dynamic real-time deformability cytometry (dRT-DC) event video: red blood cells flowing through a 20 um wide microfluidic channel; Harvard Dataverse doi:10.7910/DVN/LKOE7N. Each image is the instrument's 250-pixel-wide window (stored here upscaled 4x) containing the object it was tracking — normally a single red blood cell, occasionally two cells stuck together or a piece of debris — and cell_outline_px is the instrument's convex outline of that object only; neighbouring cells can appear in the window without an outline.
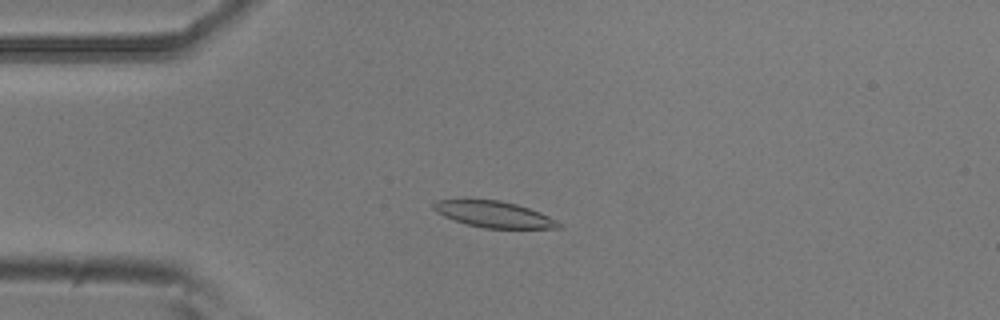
{"species": "common noctule bat (a hibernating species)", "species_latin": "Nyctalus noctula", "temperature_condition": "room temperature", "stored_images_in_passage": 53, "camera_frame_rate_fps": 3000, "um_per_image_px": 0.085, "animal": {"sex": "male", "body_mass_g": 20.5, "forearm_length_mm": 52.5}, "frame": {"image": 1, "passage_image": 13, "time_ms": 4.0, "image_size_px": [1000, 320], "cell_outline_px": [[564, 228], [484, 228], [468, 224], [444, 216], [436, 212], [432, 208], [432, 204], [436, 200], [500, 200], [516, 204], [540, 212], [564, 224]], "centroid_in_image_um": [42.02, 18.22], "position_along_channel_um": 43.0, "area_um2": 18.96}}
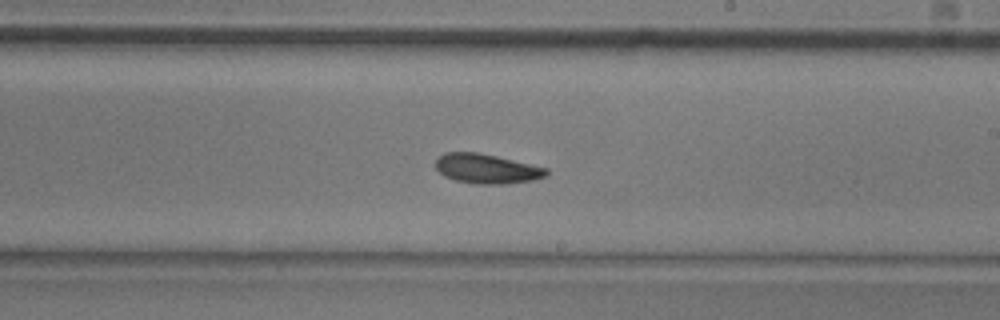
{"frame": {"image": 2, "passage_image": 31, "time_ms": 10.0, "image_size_px": [1000, 320], "cell_outline_px": [[548, 176], [532, 180], [504, 184], [476, 184], [456, 180], [444, 176], [436, 168], [436, 160], [444, 152], [476, 152], [496, 156], [548, 168]], "centroid_in_image_um": [41.38, 14.34], "position_along_channel_um": 247.6, "area_um2": 19.02}}
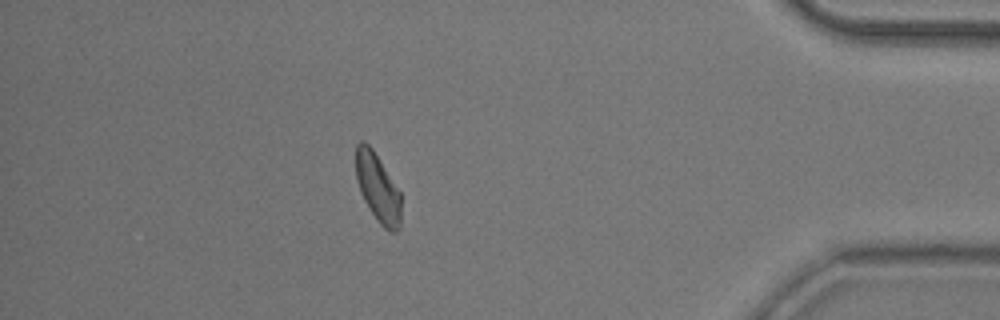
{"frame": {"image": 3, "passage_image": 47, "time_ms": 15.333, "image_size_px": [1000, 320], "cell_outline_px": [[400, 228], [396, 232], [388, 232], [376, 220], [364, 200], [356, 180], [356, 144], [360, 140], [364, 140], [372, 148], [400, 192]], "centroid_in_image_um": [32.1, 15.98], "position_along_channel_um": 403.1, "area_um2": 17.98}, "authors_computed_cell_mechanics": {"area_um2": 19.0162, "velocity_mm_per_s": 3.7454, "shape_relaxation_time_tau1_ms": 3.528, "shape_relaxation_time_tau2_ms": 7.9579, "deformation_change_tau1": 0.1171, "deformation_change_tau2": 0.1705}}